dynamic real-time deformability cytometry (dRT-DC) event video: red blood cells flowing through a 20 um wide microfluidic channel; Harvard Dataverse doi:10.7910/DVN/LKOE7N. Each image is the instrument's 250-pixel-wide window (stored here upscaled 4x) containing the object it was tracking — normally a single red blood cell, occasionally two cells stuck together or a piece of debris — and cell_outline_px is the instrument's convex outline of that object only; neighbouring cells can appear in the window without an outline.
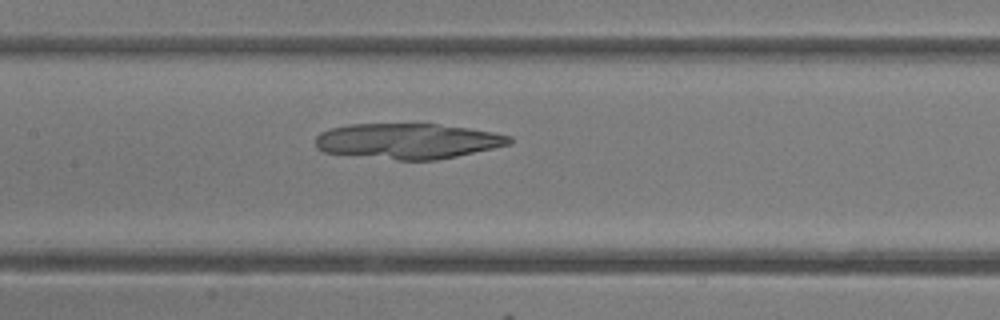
{"species": "common noctule bat (a hibernating species)", "species_latin": "Nyctalus noctula", "temperature_condition": "room temperature", "stored_images_in_passage": 48, "camera_frame_rate_fps": 3000, "um_per_image_px": 0.085, "animal": {"sex": "female"}, "frame": {"image": 1, "passage_image": 23, "time_ms": 7.333, "image_size_px": [1000, 320], "cell_outline_px": [[512, 140], [508, 144], [492, 148], [456, 156], [436, 160], [396, 160], [324, 152], [316, 148], [316, 136], [320, 132], [328, 128], [348, 124], [436, 124], [468, 128], [492, 132], [512, 136]], "centroid_in_image_um": [34.6, 11.99], "position_along_channel_um": 172.8, "area_um2": 39.94}}
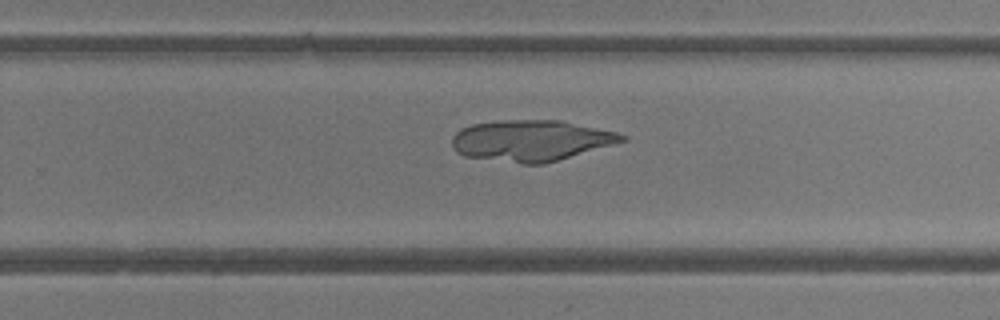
{"frame": {"image": 2, "passage_image": 31, "time_ms": 10.0, "image_size_px": [1000, 320], "cell_outline_px": [[628, 140], [544, 164], [524, 164], [464, 156], [456, 152], [452, 148], [452, 136], [460, 128], [472, 124], [500, 120], [560, 120], [616, 132], [628, 136]], "centroid_in_image_um": [45.11, 11.94], "position_along_channel_um": 284.7, "area_um2": 40.69}}